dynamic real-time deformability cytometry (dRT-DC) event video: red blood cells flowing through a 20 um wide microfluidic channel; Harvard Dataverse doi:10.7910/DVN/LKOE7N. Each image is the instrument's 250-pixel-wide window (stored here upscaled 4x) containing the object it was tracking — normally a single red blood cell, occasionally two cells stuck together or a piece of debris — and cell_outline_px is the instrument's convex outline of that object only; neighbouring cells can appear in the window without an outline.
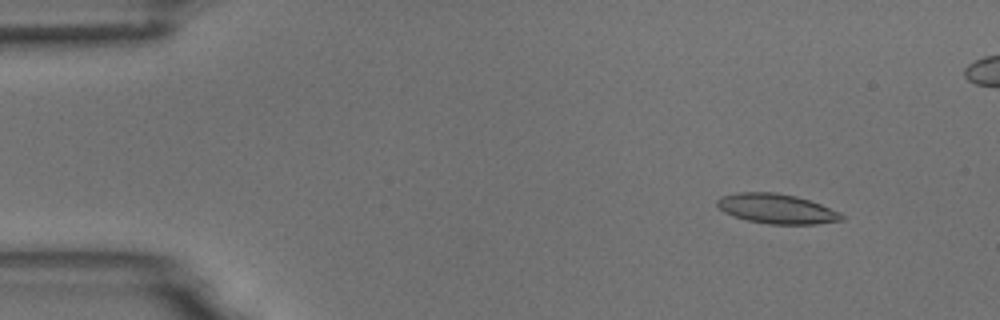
{"species": "common noctule bat (a hibernating species)", "species_latin": "Nyctalus noctula", "temperature_condition": "room temperature", "stored_images_in_passage": 6, "camera_frame_rate_fps": 3000, "um_per_image_px": 0.085, "animal": {"sex": "male", "body_mass_g": 18.8}, "frame": {"image": 1, "passage_image": 2, "time_ms": 0.333, "image_size_px": [1000, 320], "cell_outline_px": [[844, 220], [816, 224], [768, 224], [748, 220], [732, 216], [724, 212], [716, 204], [716, 200], [720, 196], [736, 192], [776, 192], [796, 196], [820, 204], [840, 212], [844, 216]], "centroid_in_image_um": [65.99, 17.74], "position_along_channel_um": 19.0, "area_um2": 21.68}}